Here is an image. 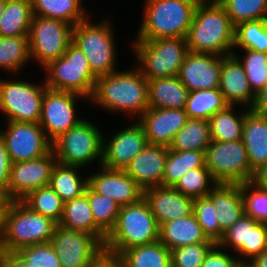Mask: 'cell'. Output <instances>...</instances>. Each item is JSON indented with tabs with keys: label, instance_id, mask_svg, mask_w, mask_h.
Here are the masks:
<instances>
[{
	"label": "cell",
	"instance_id": "8d00e7d4",
	"mask_svg": "<svg viewBox=\"0 0 267 267\" xmlns=\"http://www.w3.org/2000/svg\"><path fill=\"white\" fill-rule=\"evenodd\" d=\"M233 105H228L224 110L214 114L208 121L211 139L214 141L228 142L242 139L245 114H233Z\"/></svg>",
	"mask_w": 267,
	"mask_h": 267
},
{
	"label": "cell",
	"instance_id": "d590c367",
	"mask_svg": "<svg viewBox=\"0 0 267 267\" xmlns=\"http://www.w3.org/2000/svg\"><path fill=\"white\" fill-rule=\"evenodd\" d=\"M204 166L205 152L195 150L173 151L168 148L163 186L173 187L187 171Z\"/></svg>",
	"mask_w": 267,
	"mask_h": 267
},
{
	"label": "cell",
	"instance_id": "d6a6232c",
	"mask_svg": "<svg viewBox=\"0 0 267 267\" xmlns=\"http://www.w3.org/2000/svg\"><path fill=\"white\" fill-rule=\"evenodd\" d=\"M33 16L64 21L72 26L85 21L81 0H31Z\"/></svg>",
	"mask_w": 267,
	"mask_h": 267
},
{
	"label": "cell",
	"instance_id": "ba28073f",
	"mask_svg": "<svg viewBox=\"0 0 267 267\" xmlns=\"http://www.w3.org/2000/svg\"><path fill=\"white\" fill-rule=\"evenodd\" d=\"M108 21L92 24L88 21L73 26L72 42L87 58L92 72L98 77L115 72V44Z\"/></svg>",
	"mask_w": 267,
	"mask_h": 267
},
{
	"label": "cell",
	"instance_id": "9a60e30c",
	"mask_svg": "<svg viewBox=\"0 0 267 267\" xmlns=\"http://www.w3.org/2000/svg\"><path fill=\"white\" fill-rule=\"evenodd\" d=\"M56 163L53 149L39 158L12 163L7 200H21L32 190L48 186Z\"/></svg>",
	"mask_w": 267,
	"mask_h": 267
},
{
	"label": "cell",
	"instance_id": "484cf974",
	"mask_svg": "<svg viewBox=\"0 0 267 267\" xmlns=\"http://www.w3.org/2000/svg\"><path fill=\"white\" fill-rule=\"evenodd\" d=\"M242 141L251 169L255 171L267 162V116L249 108L245 114Z\"/></svg>",
	"mask_w": 267,
	"mask_h": 267
},
{
	"label": "cell",
	"instance_id": "d6986e66",
	"mask_svg": "<svg viewBox=\"0 0 267 267\" xmlns=\"http://www.w3.org/2000/svg\"><path fill=\"white\" fill-rule=\"evenodd\" d=\"M221 56L188 52L177 77L189 91L219 88Z\"/></svg>",
	"mask_w": 267,
	"mask_h": 267
},
{
	"label": "cell",
	"instance_id": "e0dca14e",
	"mask_svg": "<svg viewBox=\"0 0 267 267\" xmlns=\"http://www.w3.org/2000/svg\"><path fill=\"white\" fill-rule=\"evenodd\" d=\"M218 244L222 248L234 247L237 253L253 260L267 249V224L260 223L244 213L224 232Z\"/></svg>",
	"mask_w": 267,
	"mask_h": 267
},
{
	"label": "cell",
	"instance_id": "44dd1931",
	"mask_svg": "<svg viewBox=\"0 0 267 267\" xmlns=\"http://www.w3.org/2000/svg\"><path fill=\"white\" fill-rule=\"evenodd\" d=\"M143 197L149 204L158 226L193 213L194 199L183 195L171 186L147 188L143 190Z\"/></svg>",
	"mask_w": 267,
	"mask_h": 267
},
{
	"label": "cell",
	"instance_id": "94428289",
	"mask_svg": "<svg viewBox=\"0 0 267 267\" xmlns=\"http://www.w3.org/2000/svg\"><path fill=\"white\" fill-rule=\"evenodd\" d=\"M2 256H3V250L0 247V267H2Z\"/></svg>",
	"mask_w": 267,
	"mask_h": 267
},
{
	"label": "cell",
	"instance_id": "f35d334b",
	"mask_svg": "<svg viewBox=\"0 0 267 267\" xmlns=\"http://www.w3.org/2000/svg\"><path fill=\"white\" fill-rule=\"evenodd\" d=\"M233 47L267 53V19L245 21L236 25Z\"/></svg>",
	"mask_w": 267,
	"mask_h": 267
},
{
	"label": "cell",
	"instance_id": "b9f144b4",
	"mask_svg": "<svg viewBox=\"0 0 267 267\" xmlns=\"http://www.w3.org/2000/svg\"><path fill=\"white\" fill-rule=\"evenodd\" d=\"M209 181L212 184L210 188ZM216 184L209 169L204 166L187 171L173 187L183 195L196 199L207 196Z\"/></svg>",
	"mask_w": 267,
	"mask_h": 267
},
{
	"label": "cell",
	"instance_id": "60d3db41",
	"mask_svg": "<svg viewBox=\"0 0 267 267\" xmlns=\"http://www.w3.org/2000/svg\"><path fill=\"white\" fill-rule=\"evenodd\" d=\"M29 59L28 36H0V68L17 71Z\"/></svg>",
	"mask_w": 267,
	"mask_h": 267
},
{
	"label": "cell",
	"instance_id": "6f0895ef",
	"mask_svg": "<svg viewBox=\"0 0 267 267\" xmlns=\"http://www.w3.org/2000/svg\"><path fill=\"white\" fill-rule=\"evenodd\" d=\"M7 202L5 195L0 191V210H4Z\"/></svg>",
	"mask_w": 267,
	"mask_h": 267
},
{
	"label": "cell",
	"instance_id": "680465c9",
	"mask_svg": "<svg viewBox=\"0 0 267 267\" xmlns=\"http://www.w3.org/2000/svg\"><path fill=\"white\" fill-rule=\"evenodd\" d=\"M3 212L4 210H0V247L2 246Z\"/></svg>",
	"mask_w": 267,
	"mask_h": 267
},
{
	"label": "cell",
	"instance_id": "be15d7a7",
	"mask_svg": "<svg viewBox=\"0 0 267 267\" xmlns=\"http://www.w3.org/2000/svg\"><path fill=\"white\" fill-rule=\"evenodd\" d=\"M238 267H251L248 263H240Z\"/></svg>",
	"mask_w": 267,
	"mask_h": 267
},
{
	"label": "cell",
	"instance_id": "1f68e13d",
	"mask_svg": "<svg viewBox=\"0 0 267 267\" xmlns=\"http://www.w3.org/2000/svg\"><path fill=\"white\" fill-rule=\"evenodd\" d=\"M211 141L209 121L188 118L186 124L175 134L168 148L173 151L195 150L205 152Z\"/></svg>",
	"mask_w": 267,
	"mask_h": 267
},
{
	"label": "cell",
	"instance_id": "4fadbf2b",
	"mask_svg": "<svg viewBox=\"0 0 267 267\" xmlns=\"http://www.w3.org/2000/svg\"><path fill=\"white\" fill-rule=\"evenodd\" d=\"M46 85L26 81H0V111L8 121L39 123Z\"/></svg>",
	"mask_w": 267,
	"mask_h": 267
},
{
	"label": "cell",
	"instance_id": "ee69618b",
	"mask_svg": "<svg viewBox=\"0 0 267 267\" xmlns=\"http://www.w3.org/2000/svg\"><path fill=\"white\" fill-rule=\"evenodd\" d=\"M193 213L206 237L218 243L224 235L217 219L216 209L208 196L194 199Z\"/></svg>",
	"mask_w": 267,
	"mask_h": 267
},
{
	"label": "cell",
	"instance_id": "f546056e",
	"mask_svg": "<svg viewBox=\"0 0 267 267\" xmlns=\"http://www.w3.org/2000/svg\"><path fill=\"white\" fill-rule=\"evenodd\" d=\"M117 258L125 267H172L171 251L159 240L131 247Z\"/></svg>",
	"mask_w": 267,
	"mask_h": 267
},
{
	"label": "cell",
	"instance_id": "ab89813d",
	"mask_svg": "<svg viewBox=\"0 0 267 267\" xmlns=\"http://www.w3.org/2000/svg\"><path fill=\"white\" fill-rule=\"evenodd\" d=\"M85 194L88 196L95 224L108 235L116 225L120 205L108 196L96 193L89 185Z\"/></svg>",
	"mask_w": 267,
	"mask_h": 267
},
{
	"label": "cell",
	"instance_id": "db71d44e",
	"mask_svg": "<svg viewBox=\"0 0 267 267\" xmlns=\"http://www.w3.org/2000/svg\"><path fill=\"white\" fill-rule=\"evenodd\" d=\"M251 182L258 188L267 190V162L254 171Z\"/></svg>",
	"mask_w": 267,
	"mask_h": 267
},
{
	"label": "cell",
	"instance_id": "d4e9b609",
	"mask_svg": "<svg viewBox=\"0 0 267 267\" xmlns=\"http://www.w3.org/2000/svg\"><path fill=\"white\" fill-rule=\"evenodd\" d=\"M207 196L214 204L223 232L245 213L242 184H216Z\"/></svg>",
	"mask_w": 267,
	"mask_h": 267
},
{
	"label": "cell",
	"instance_id": "83f0119b",
	"mask_svg": "<svg viewBox=\"0 0 267 267\" xmlns=\"http://www.w3.org/2000/svg\"><path fill=\"white\" fill-rule=\"evenodd\" d=\"M188 94L177 76L148 80L149 108L185 109Z\"/></svg>",
	"mask_w": 267,
	"mask_h": 267
},
{
	"label": "cell",
	"instance_id": "ac0fdd59",
	"mask_svg": "<svg viewBox=\"0 0 267 267\" xmlns=\"http://www.w3.org/2000/svg\"><path fill=\"white\" fill-rule=\"evenodd\" d=\"M117 134L105 144L103 138L101 166L124 170L130 161L142 151L147 143L143 126L138 122Z\"/></svg>",
	"mask_w": 267,
	"mask_h": 267
},
{
	"label": "cell",
	"instance_id": "8992f818",
	"mask_svg": "<svg viewBox=\"0 0 267 267\" xmlns=\"http://www.w3.org/2000/svg\"><path fill=\"white\" fill-rule=\"evenodd\" d=\"M44 68L49 72L45 82L48 89L72 92L81 95V98H92L98 77L92 72L82 51L73 42L62 57L49 62Z\"/></svg>",
	"mask_w": 267,
	"mask_h": 267
},
{
	"label": "cell",
	"instance_id": "bcb514c9",
	"mask_svg": "<svg viewBox=\"0 0 267 267\" xmlns=\"http://www.w3.org/2000/svg\"><path fill=\"white\" fill-rule=\"evenodd\" d=\"M242 197L245 214L267 224V190L258 188L252 182H245L242 184Z\"/></svg>",
	"mask_w": 267,
	"mask_h": 267
},
{
	"label": "cell",
	"instance_id": "5bb4252c",
	"mask_svg": "<svg viewBox=\"0 0 267 267\" xmlns=\"http://www.w3.org/2000/svg\"><path fill=\"white\" fill-rule=\"evenodd\" d=\"M0 136L12 163L39 158L52 150V142L39 123L8 121Z\"/></svg>",
	"mask_w": 267,
	"mask_h": 267
},
{
	"label": "cell",
	"instance_id": "cb8c5ba5",
	"mask_svg": "<svg viewBox=\"0 0 267 267\" xmlns=\"http://www.w3.org/2000/svg\"><path fill=\"white\" fill-rule=\"evenodd\" d=\"M168 146L147 144L126 166L124 171L143 189L163 186Z\"/></svg>",
	"mask_w": 267,
	"mask_h": 267
},
{
	"label": "cell",
	"instance_id": "f1b7e54d",
	"mask_svg": "<svg viewBox=\"0 0 267 267\" xmlns=\"http://www.w3.org/2000/svg\"><path fill=\"white\" fill-rule=\"evenodd\" d=\"M59 225L68 229L87 232L95 236L103 245L107 235L95 224L88 196H82L64 203V211Z\"/></svg>",
	"mask_w": 267,
	"mask_h": 267
},
{
	"label": "cell",
	"instance_id": "4dcf8cb0",
	"mask_svg": "<svg viewBox=\"0 0 267 267\" xmlns=\"http://www.w3.org/2000/svg\"><path fill=\"white\" fill-rule=\"evenodd\" d=\"M32 18L31 0H7L0 19V36H28Z\"/></svg>",
	"mask_w": 267,
	"mask_h": 267
},
{
	"label": "cell",
	"instance_id": "277c9868",
	"mask_svg": "<svg viewBox=\"0 0 267 267\" xmlns=\"http://www.w3.org/2000/svg\"><path fill=\"white\" fill-rule=\"evenodd\" d=\"M159 240V226L149 204L143 198L120 208L115 227L107 235L104 252L118 257L131 247Z\"/></svg>",
	"mask_w": 267,
	"mask_h": 267
},
{
	"label": "cell",
	"instance_id": "f6af8a7d",
	"mask_svg": "<svg viewBox=\"0 0 267 267\" xmlns=\"http://www.w3.org/2000/svg\"><path fill=\"white\" fill-rule=\"evenodd\" d=\"M246 56L241 62L249 85L256 94L267 83V53L245 49Z\"/></svg>",
	"mask_w": 267,
	"mask_h": 267
},
{
	"label": "cell",
	"instance_id": "2e32d148",
	"mask_svg": "<svg viewBox=\"0 0 267 267\" xmlns=\"http://www.w3.org/2000/svg\"><path fill=\"white\" fill-rule=\"evenodd\" d=\"M77 96L79 98L81 95L45 89L39 124L52 143L81 121L75 117V97Z\"/></svg>",
	"mask_w": 267,
	"mask_h": 267
},
{
	"label": "cell",
	"instance_id": "9f6ffc18",
	"mask_svg": "<svg viewBox=\"0 0 267 267\" xmlns=\"http://www.w3.org/2000/svg\"><path fill=\"white\" fill-rule=\"evenodd\" d=\"M251 267H267V249L248 263Z\"/></svg>",
	"mask_w": 267,
	"mask_h": 267
},
{
	"label": "cell",
	"instance_id": "74e56055",
	"mask_svg": "<svg viewBox=\"0 0 267 267\" xmlns=\"http://www.w3.org/2000/svg\"><path fill=\"white\" fill-rule=\"evenodd\" d=\"M21 201L32 211L49 217L57 223L62 219L65 202L50 185L32 190Z\"/></svg>",
	"mask_w": 267,
	"mask_h": 267
},
{
	"label": "cell",
	"instance_id": "e7e4bbea",
	"mask_svg": "<svg viewBox=\"0 0 267 267\" xmlns=\"http://www.w3.org/2000/svg\"><path fill=\"white\" fill-rule=\"evenodd\" d=\"M197 3H204V2H207L209 3V0H195Z\"/></svg>",
	"mask_w": 267,
	"mask_h": 267
},
{
	"label": "cell",
	"instance_id": "8fae6325",
	"mask_svg": "<svg viewBox=\"0 0 267 267\" xmlns=\"http://www.w3.org/2000/svg\"><path fill=\"white\" fill-rule=\"evenodd\" d=\"M73 26L57 19L33 16L28 34L29 56L42 67L60 58L72 42Z\"/></svg>",
	"mask_w": 267,
	"mask_h": 267
},
{
	"label": "cell",
	"instance_id": "7a4b0ae2",
	"mask_svg": "<svg viewBox=\"0 0 267 267\" xmlns=\"http://www.w3.org/2000/svg\"><path fill=\"white\" fill-rule=\"evenodd\" d=\"M91 100L112 112L141 116L149 108L148 80L137 68L98 76Z\"/></svg>",
	"mask_w": 267,
	"mask_h": 267
},
{
	"label": "cell",
	"instance_id": "91938a15",
	"mask_svg": "<svg viewBox=\"0 0 267 267\" xmlns=\"http://www.w3.org/2000/svg\"><path fill=\"white\" fill-rule=\"evenodd\" d=\"M7 0H0V19L4 12Z\"/></svg>",
	"mask_w": 267,
	"mask_h": 267
},
{
	"label": "cell",
	"instance_id": "11a10c76",
	"mask_svg": "<svg viewBox=\"0 0 267 267\" xmlns=\"http://www.w3.org/2000/svg\"><path fill=\"white\" fill-rule=\"evenodd\" d=\"M92 267H125V266L117 257L104 254Z\"/></svg>",
	"mask_w": 267,
	"mask_h": 267
},
{
	"label": "cell",
	"instance_id": "3957f363",
	"mask_svg": "<svg viewBox=\"0 0 267 267\" xmlns=\"http://www.w3.org/2000/svg\"><path fill=\"white\" fill-rule=\"evenodd\" d=\"M57 225L53 219L32 211L21 200L8 201L3 212V253L50 242Z\"/></svg>",
	"mask_w": 267,
	"mask_h": 267
},
{
	"label": "cell",
	"instance_id": "f907efd6",
	"mask_svg": "<svg viewBox=\"0 0 267 267\" xmlns=\"http://www.w3.org/2000/svg\"><path fill=\"white\" fill-rule=\"evenodd\" d=\"M11 160L6 148L5 141L0 136V191L7 199V189L10 178Z\"/></svg>",
	"mask_w": 267,
	"mask_h": 267
},
{
	"label": "cell",
	"instance_id": "7bdbcfd3",
	"mask_svg": "<svg viewBox=\"0 0 267 267\" xmlns=\"http://www.w3.org/2000/svg\"><path fill=\"white\" fill-rule=\"evenodd\" d=\"M221 4L234 26L245 21L267 19V0H224Z\"/></svg>",
	"mask_w": 267,
	"mask_h": 267
},
{
	"label": "cell",
	"instance_id": "f5cc1de1",
	"mask_svg": "<svg viewBox=\"0 0 267 267\" xmlns=\"http://www.w3.org/2000/svg\"><path fill=\"white\" fill-rule=\"evenodd\" d=\"M2 267H31L16 252L3 253Z\"/></svg>",
	"mask_w": 267,
	"mask_h": 267
},
{
	"label": "cell",
	"instance_id": "7dc6e473",
	"mask_svg": "<svg viewBox=\"0 0 267 267\" xmlns=\"http://www.w3.org/2000/svg\"><path fill=\"white\" fill-rule=\"evenodd\" d=\"M215 242H200L171 250L172 267H201Z\"/></svg>",
	"mask_w": 267,
	"mask_h": 267
},
{
	"label": "cell",
	"instance_id": "52a82bcc",
	"mask_svg": "<svg viewBox=\"0 0 267 267\" xmlns=\"http://www.w3.org/2000/svg\"><path fill=\"white\" fill-rule=\"evenodd\" d=\"M135 52L142 67L138 69L147 79L177 76L186 57V38H158L149 41H135Z\"/></svg>",
	"mask_w": 267,
	"mask_h": 267
},
{
	"label": "cell",
	"instance_id": "6da1fadb",
	"mask_svg": "<svg viewBox=\"0 0 267 267\" xmlns=\"http://www.w3.org/2000/svg\"><path fill=\"white\" fill-rule=\"evenodd\" d=\"M235 26L221 3H198L186 41L192 53L226 56L234 54Z\"/></svg>",
	"mask_w": 267,
	"mask_h": 267
},
{
	"label": "cell",
	"instance_id": "30bf717a",
	"mask_svg": "<svg viewBox=\"0 0 267 267\" xmlns=\"http://www.w3.org/2000/svg\"><path fill=\"white\" fill-rule=\"evenodd\" d=\"M102 148L103 135L100 130L83 119L52 143L58 163L80 167L97 158L101 167Z\"/></svg>",
	"mask_w": 267,
	"mask_h": 267
},
{
	"label": "cell",
	"instance_id": "ffe728a7",
	"mask_svg": "<svg viewBox=\"0 0 267 267\" xmlns=\"http://www.w3.org/2000/svg\"><path fill=\"white\" fill-rule=\"evenodd\" d=\"M88 177V185L98 194L126 206L143 198V189L124 170L108 169Z\"/></svg>",
	"mask_w": 267,
	"mask_h": 267
},
{
	"label": "cell",
	"instance_id": "c3c4849f",
	"mask_svg": "<svg viewBox=\"0 0 267 267\" xmlns=\"http://www.w3.org/2000/svg\"><path fill=\"white\" fill-rule=\"evenodd\" d=\"M16 253L31 267H61L59 258L50 242L28 246Z\"/></svg>",
	"mask_w": 267,
	"mask_h": 267
},
{
	"label": "cell",
	"instance_id": "603a6c76",
	"mask_svg": "<svg viewBox=\"0 0 267 267\" xmlns=\"http://www.w3.org/2000/svg\"><path fill=\"white\" fill-rule=\"evenodd\" d=\"M238 58L235 54L221 56L219 90L229 105L240 104L251 109L256 94L249 85L242 60Z\"/></svg>",
	"mask_w": 267,
	"mask_h": 267
},
{
	"label": "cell",
	"instance_id": "6125c7cd",
	"mask_svg": "<svg viewBox=\"0 0 267 267\" xmlns=\"http://www.w3.org/2000/svg\"><path fill=\"white\" fill-rule=\"evenodd\" d=\"M224 0H210L209 3H222Z\"/></svg>",
	"mask_w": 267,
	"mask_h": 267
},
{
	"label": "cell",
	"instance_id": "7c38bea8",
	"mask_svg": "<svg viewBox=\"0 0 267 267\" xmlns=\"http://www.w3.org/2000/svg\"><path fill=\"white\" fill-rule=\"evenodd\" d=\"M61 267H92L104 254V245L93 235L57 225L51 238Z\"/></svg>",
	"mask_w": 267,
	"mask_h": 267
},
{
	"label": "cell",
	"instance_id": "681fc988",
	"mask_svg": "<svg viewBox=\"0 0 267 267\" xmlns=\"http://www.w3.org/2000/svg\"><path fill=\"white\" fill-rule=\"evenodd\" d=\"M219 249L221 250V247L216 243L205 256L201 267H238L240 263H248L242 259H235Z\"/></svg>",
	"mask_w": 267,
	"mask_h": 267
},
{
	"label": "cell",
	"instance_id": "9c48e42d",
	"mask_svg": "<svg viewBox=\"0 0 267 267\" xmlns=\"http://www.w3.org/2000/svg\"><path fill=\"white\" fill-rule=\"evenodd\" d=\"M205 166L217 184H243L251 182L254 175L242 139L212 140L205 151Z\"/></svg>",
	"mask_w": 267,
	"mask_h": 267
},
{
	"label": "cell",
	"instance_id": "816d5d0a",
	"mask_svg": "<svg viewBox=\"0 0 267 267\" xmlns=\"http://www.w3.org/2000/svg\"><path fill=\"white\" fill-rule=\"evenodd\" d=\"M251 110L267 116V83L265 86L256 93V98Z\"/></svg>",
	"mask_w": 267,
	"mask_h": 267
},
{
	"label": "cell",
	"instance_id": "5b68a950",
	"mask_svg": "<svg viewBox=\"0 0 267 267\" xmlns=\"http://www.w3.org/2000/svg\"><path fill=\"white\" fill-rule=\"evenodd\" d=\"M144 19L136 41L158 38H186L192 22L195 0H146Z\"/></svg>",
	"mask_w": 267,
	"mask_h": 267
},
{
	"label": "cell",
	"instance_id": "836d02e7",
	"mask_svg": "<svg viewBox=\"0 0 267 267\" xmlns=\"http://www.w3.org/2000/svg\"><path fill=\"white\" fill-rule=\"evenodd\" d=\"M228 105L219 88L203 89L189 91L184 110L188 118L209 120Z\"/></svg>",
	"mask_w": 267,
	"mask_h": 267
},
{
	"label": "cell",
	"instance_id": "4316f807",
	"mask_svg": "<svg viewBox=\"0 0 267 267\" xmlns=\"http://www.w3.org/2000/svg\"><path fill=\"white\" fill-rule=\"evenodd\" d=\"M159 241L170 251L185 245L214 242L206 237L194 213L159 226Z\"/></svg>",
	"mask_w": 267,
	"mask_h": 267
},
{
	"label": "cell",
	"instance_id": "e575fe53",
	"mask_svg": "<svg viewBox=\"0 0 267 267\" xmlns=\"http://www.w3.org/2000/svg\"><path fill=\"white\" fill-rule=\"evenodd\" d=\"M77 168L80 166L64 165L58 162L53 168L49 185L64 202L82 196L88 187V178L85 180L79 178Z\"/></svg>",
	"mask_w": 267,
	"mask_h": 267
},
{
	"label": "cell",
	"instance_id": "7402d4cb",
	"mask_svg": "<svg viewBox=\"0 0 267 267\" xmlns=\"http://www.w3.org/2000/svg\"><path fill=\"white\" fill-rule=\"evenodd\" d=\"M188 120L184 109L148 108L141 116L139 123L143 126L148 144L168 146L175 134Z\"/></svg>",
	"mask_w": 267,
	"mask_h": 267
}]
</instances>
